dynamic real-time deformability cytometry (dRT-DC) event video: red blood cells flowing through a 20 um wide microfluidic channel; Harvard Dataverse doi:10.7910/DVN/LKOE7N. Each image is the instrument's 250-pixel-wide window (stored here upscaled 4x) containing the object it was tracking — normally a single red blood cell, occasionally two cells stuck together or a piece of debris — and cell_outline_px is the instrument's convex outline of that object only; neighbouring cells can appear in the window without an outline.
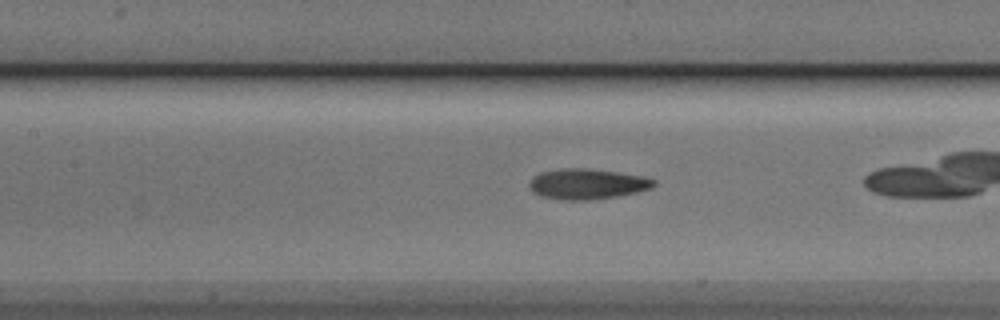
{"species": "Egyptian fruit bat (a non-hibernating species)", "species_latin": "Rousettus aegyptiacus", "temperature_condition": "cold", "stored_images_in_passage": 15, "camera_frame_rate_fps": 3000, "um_per_image_px": 0.085, "animal": {"sex": "male"}, "frame": {"image": 1, "passage_image": 9, "time_ms": 2.667, "image_size_px": [1000, 320], "cell_outline_px": [[656, 184], [652, 188], [636, 192], [616, 196], [588, 200], [564, 200], [540, 196], [532, 192], [528, 184], [532, 176], [540, 172], [560, 168], [588, 168], [644, 176], [656, 180]], "centroid_in_image_um": [49.88, 15.63], "position_along_channel_um": 157.5, "area_um2": 22.25}}